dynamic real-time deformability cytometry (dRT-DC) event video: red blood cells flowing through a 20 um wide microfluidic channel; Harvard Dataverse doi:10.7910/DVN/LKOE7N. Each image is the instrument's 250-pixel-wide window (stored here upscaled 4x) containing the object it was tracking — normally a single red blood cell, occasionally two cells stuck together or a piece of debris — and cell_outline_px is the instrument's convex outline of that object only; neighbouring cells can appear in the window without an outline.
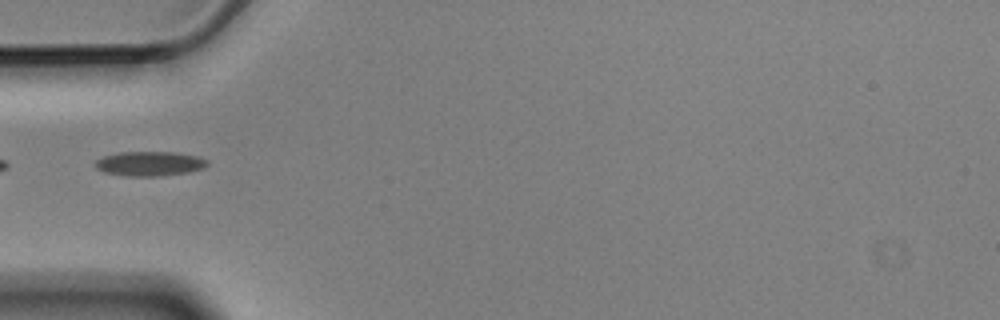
{"species": "Egyptian fruit bat (a non-hibernating species)", "species_latin": "Rousettus aegyptiacus", "temperature_condition": "cold", "stored_images_in_passage": 13, "segment_of_instrument_passage": [2, 2], "camera_frame_rate_fps": 3000, "um_per_image_px": 0.085, "animal": {"sex": "male"}, "frame": {"image": 1, "passage_image": 4, "time_ms": 1.0, "image_size_px": [1000, 320], "cell_outline_px": [[208, 164], [204, 168], [188, 172], [160, 176], [124, 176], [104, 172], [96, 168], [96, 160], [104, 156], [120, 152], [172, 152], [196, 156], [208, 160]], "centroid_in_image_um": [12.72, 13.91], "position_along_channel_um": 72.3, "area_um2": 15.95}}
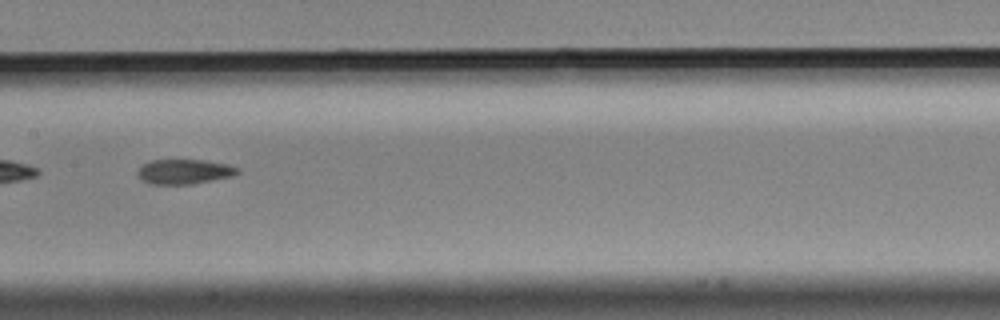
{"frame": {"image": 2, "passage_image": 7, "time_ms": 2.0, "image_size_px": [1000, 320], "cell_outline_px": [[240, 172], [236, 176], [192, 184], [148, 184], [136, 172], [144, 164], [152, 160], [204, 160], [228, 164], [240, 168]], "centroid_in_image_um": [15.75, 14.59], "position_along_channel_um": 191.7, "area_um2": 14.51}}
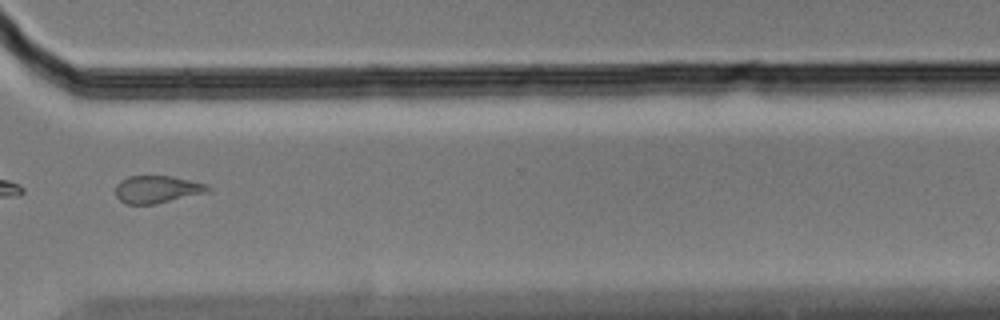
{"frame": {"image": 3, "passage_image": 11, "time_ms": 3.333, "image_size_px": [1000, 320], "cell_outline_px": [[212, 188], [208, 192], [156, 204], [128, 204], [120, 200], [116, 196], [116, 184], [120, 180], [128, 176], [172, 176], [208, 184]], "centroid_in_image_um": [13.37, 16.09], "position_along_channel_um": 357.2, "area_um2": 14.85}}